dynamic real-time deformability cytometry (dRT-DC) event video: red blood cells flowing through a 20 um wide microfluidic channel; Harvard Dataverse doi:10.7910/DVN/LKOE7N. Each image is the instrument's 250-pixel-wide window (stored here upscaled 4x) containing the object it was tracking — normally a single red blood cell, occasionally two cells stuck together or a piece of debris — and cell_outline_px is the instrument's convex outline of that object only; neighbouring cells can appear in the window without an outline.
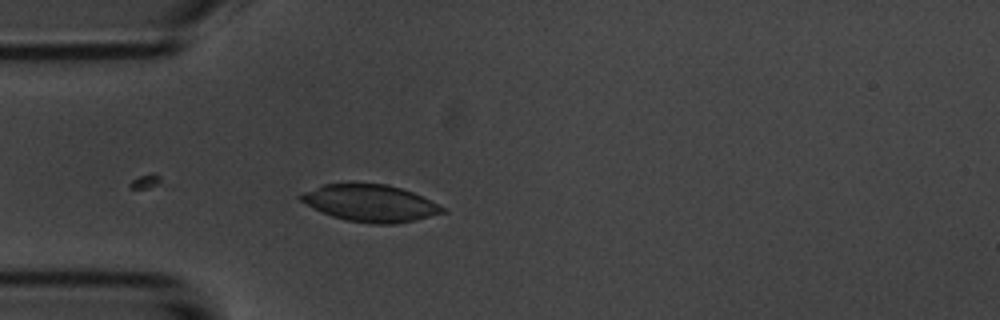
{"species": "common noctule bat (a hibernating species)", "species_latin": "Nyctalus noctula", "temperature_condition": "room temperature", "stored_images_in_passage": 4, "camera_frame_rate_fps": 3000, "um_per_image_px": 0.085, "animal": {"sex": "male", "body_mass_g": 20.1, "forearm_length_mm": 53.5}, "frame": {"image": 1, "passage_image": 4, "time_ms": 3.333, "image_size_px": [1000, 320], "cell_outline_px": [[448, 212], [416, 220], [396, 224], [372, 224], [344, 220], [332, 216], [300, 200], [296, 196], [300, 192], [324, 184], [388, 184], [412, 192], [444, 208]], "centroid_in_image_um": [31.46, 17.28], "position_along_channel_um": 53.5, "area_um2": 30.29}}